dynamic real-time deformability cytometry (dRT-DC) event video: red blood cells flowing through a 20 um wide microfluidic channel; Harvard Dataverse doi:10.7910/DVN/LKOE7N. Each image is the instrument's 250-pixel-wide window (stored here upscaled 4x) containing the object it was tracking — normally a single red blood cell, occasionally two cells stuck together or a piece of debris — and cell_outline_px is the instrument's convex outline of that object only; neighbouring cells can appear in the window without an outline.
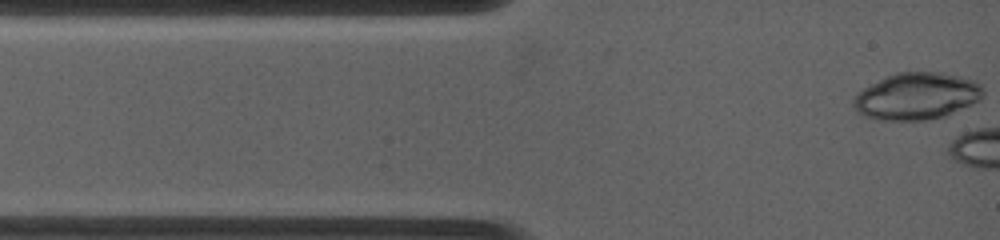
{"species": "common noctule bat (a hibernating species)", "species_latin": "Nyctalus noctula", "temperature_condition": "warm", "stored_images_in_passage": 10, "camera_frame_rate_fps": 4500, "um_per_image_px": 0.085, "animal": {"sex": "female", "body_mass_g": 19.0, "forearm_length_mm": 53.3}, "frame": {"image": 1, "passage_image": 1, "time_ms": 0.0, "image_size_px": [1000, 240], "cell_outline_px": [[984, 96], [980, 100], [972, 104], [944, 116], [928, 120], [880, 120], [864, 116], [852, 104], [852, 100], [856, 92], [884, 76], [896, 72], [940, 72], [960, 76], [976, 80], [984, 88]], "centroid_in_image_um": [77.93, 8.16], "position_along_channel_um": 7.1, "area_um2": 35.78}}